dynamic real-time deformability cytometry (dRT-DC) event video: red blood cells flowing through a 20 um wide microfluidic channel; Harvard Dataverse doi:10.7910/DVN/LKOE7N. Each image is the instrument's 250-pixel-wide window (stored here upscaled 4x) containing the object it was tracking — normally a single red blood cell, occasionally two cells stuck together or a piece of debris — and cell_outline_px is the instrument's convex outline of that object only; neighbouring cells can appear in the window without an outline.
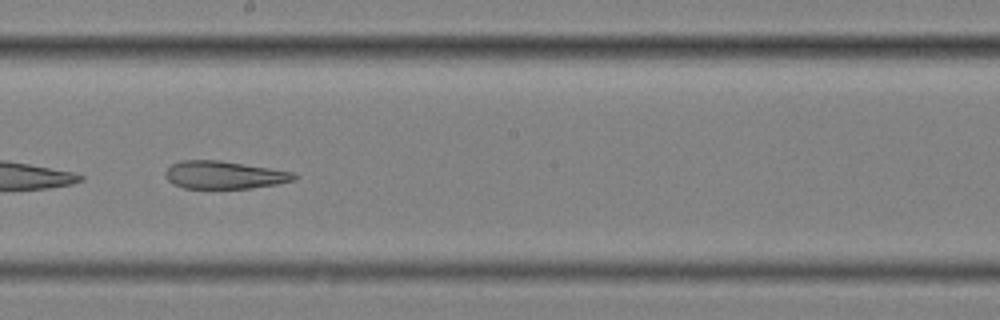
{"species": "common noctule bat (a hibernating species)", "species_latin": "Nyctalus noctula", "temperature_condition": "cold", "stored_images_in_passage": 10, "camera_frame_rate_fps": 3000, "um_per_image_px": 0.085, "animal": {"sex": "female", "body_mass_g": 25.1}, "frame": {"image": 1, "passage_image": 9, "time_ms": 2.667, "image_size_px": [1000, 320], "cell_outline_px": [[300, 176], [296, 180], [276, 184], [252, 188], [184, 188], [172, 184], [164, 176], [164, 172], [172, 164], [180, 160], [220, 160], [296, 172]], "centroid_in_image_um": [19.09, 14.86], "position_along_channel_um": 229.1, "area_um2": 21.1}}